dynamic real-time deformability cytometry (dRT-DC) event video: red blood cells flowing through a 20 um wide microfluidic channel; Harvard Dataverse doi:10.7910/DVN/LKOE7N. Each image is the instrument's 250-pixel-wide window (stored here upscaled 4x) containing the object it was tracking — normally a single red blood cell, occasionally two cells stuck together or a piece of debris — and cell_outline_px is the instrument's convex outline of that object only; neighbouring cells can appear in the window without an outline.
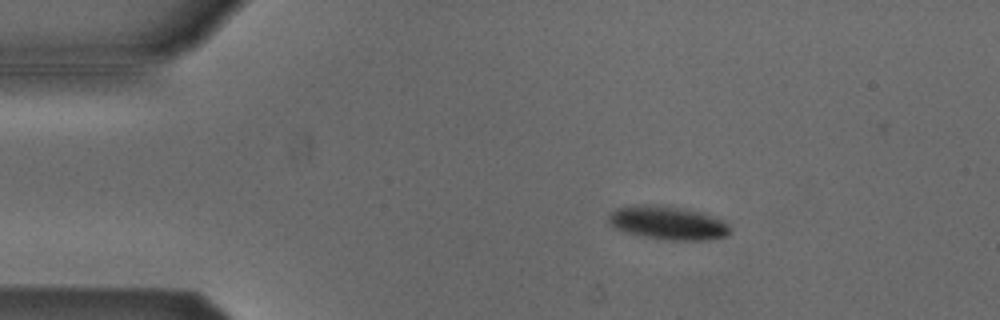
{"species": "Egyptian fruit bat (a non-hibernating species)", "species_latin": "Rousettus aegyptiacus", "temperature_condition": "cold", "stored_images_in_passage": 16, "camera_frame_rate_fps": 3000, "um_per_image_px": 0.085, "animal": {"sex": "male"}, "frame": {"image": 1, "passage_image": 9, "time_ms": 2.667, "image_size_px": [1000, 320], "cell_outline_px": [[728, 236], [704, 240], [668, 240], [644, 236], [628, 232], [616, 228], [608, 224], [608, 216], [616, 208], [640, 204], [660, 204], [684, 208], [700, 212], [724, 220], [728, 228]], "centroid_in_image_um": [56.74, 18.93], "position_along_channel_um": 28.3, "area_um2": 23.64}}